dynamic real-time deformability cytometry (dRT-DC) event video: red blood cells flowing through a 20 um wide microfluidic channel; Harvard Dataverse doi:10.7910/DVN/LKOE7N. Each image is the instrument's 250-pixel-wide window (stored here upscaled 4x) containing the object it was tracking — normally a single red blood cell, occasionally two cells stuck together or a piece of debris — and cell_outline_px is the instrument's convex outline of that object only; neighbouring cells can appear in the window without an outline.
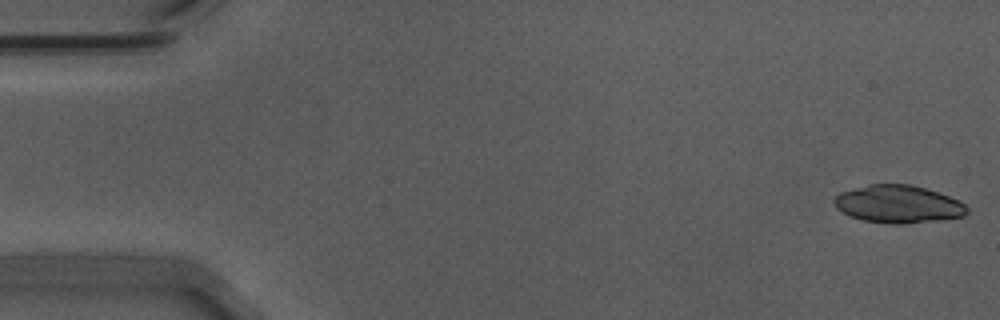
{"species": "Egyptian fruit bat (a non-hibernating species)", "species_latin": "Rousettus aegyptiacus", "temperature_condition": "warm", "stored_images_in_passage": 25, "camera_frame_rate_fps": 3000, "um_per_image_px": 0.085, "animal": {"sex": "male"}, "frame": {"image": 1, "passage_image": 1, "time_ms": 0.0, "image_size_px": [1000, 320], "cell_outline_px": [[968, 212], [964, 216], [936, 220], [904, 224], [888, 224], [864, 220], [852, 216], [836, 208], [832, 200], [840, 192], [872, 184], [908, 184], [924, 188], [948, 196], [964, 204], [968, 208]], "centroid_in_image_um": [76.33, 17.36], "position_along_channel_um": 8.7, "area_um2": 28.78}}
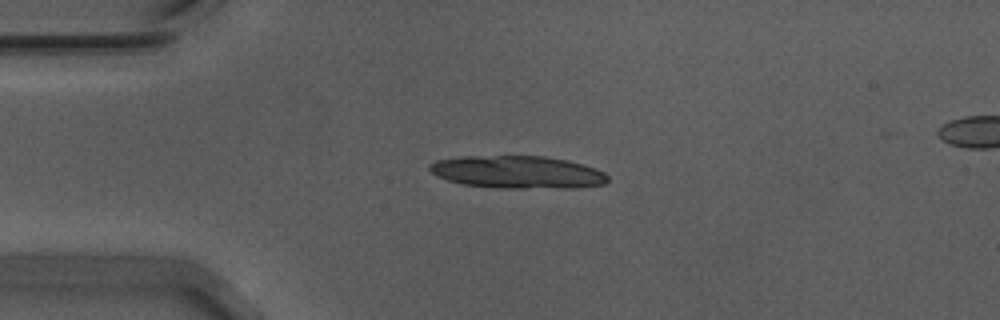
{"frame": {"image": 2, "passage_image": 13, "time_ms": 4.0, "image_size_px": [1000, 320], "cell_outline_px": [[608, 180], [604, 184], [576, 188], [496, 188], [464, 184], [448, 180], [436, 176], [428, 168], [428, 164], [436, 160], [460, 156], [544, 156], [564, 160], [596, 168], [604, 172], [608, 176]], "centroid_in_image_um": [43.97, 14.63], "position_along_channel_um": 41.0, "area_um2": 33.93}}
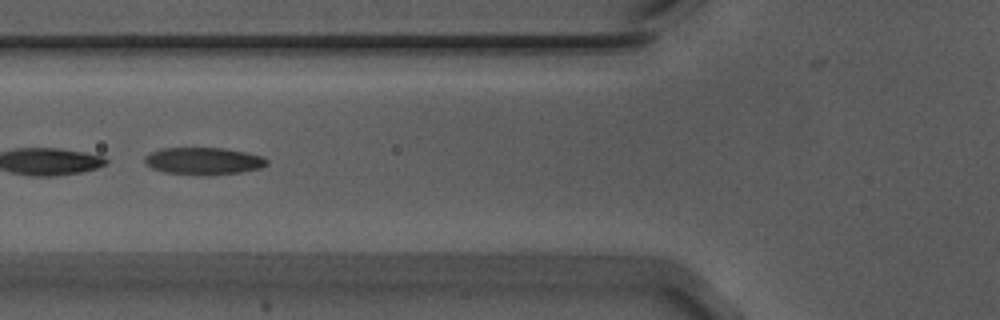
{"frame": {"image": 3, "passage_image": 21, "time_ms": 6.667, "image_size_px": [1000, 320], "cell_outline_px": [[268, 164], [260, 168], [240, 172], [208, 176], [200, 176], [164, 172], [152, 168], [144, 164], [144, 156], [160, 148], [224, 148], [264, 156], [268, 160]], "centroid_in_image_um": [17.29, 13.7], "position_along_channel_um": 108.5, "area_um2": 19.65}}